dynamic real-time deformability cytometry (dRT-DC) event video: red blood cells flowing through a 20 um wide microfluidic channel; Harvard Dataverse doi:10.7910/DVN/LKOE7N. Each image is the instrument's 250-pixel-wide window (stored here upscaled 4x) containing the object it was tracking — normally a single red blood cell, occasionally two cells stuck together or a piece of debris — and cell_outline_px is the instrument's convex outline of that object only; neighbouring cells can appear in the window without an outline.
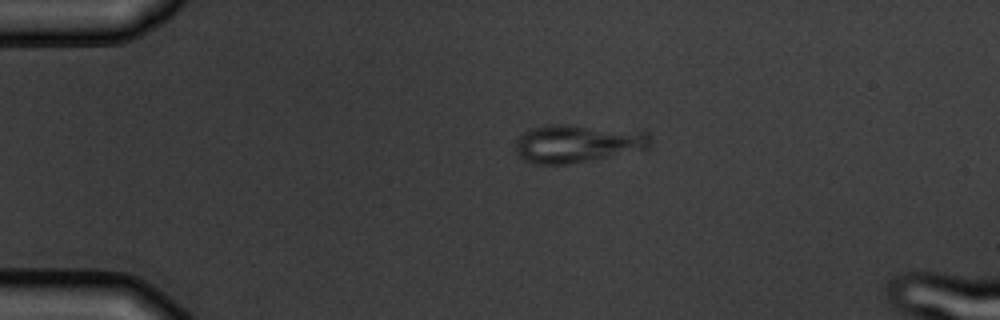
{"species": "common noctule bat (a hibernating species)", "species_latin": "Nyctalus noctula", "temperature_condition": "warm", "stored_images_in_passage": 2, "camera_frame_rate_fps": 3000, "um_per_image_px": 0.085, "animal": {"sex": "male", "body_mass_g": 19.5, "forearm_length_mm": 54.6}, "frame": {"image": 1, "passage_image": 1, "time_ms": 0.0, "image_size_px": [1000, 320], "cell_outline_px": [[652, 144], [648, 148], [564, 164], [536, 164], [524, 160], [516, 152], [516, 140], [524, 132], [532, 128], [548, 124], [572, 124], [644, 128], [648, 132], [652, 140]], "centroid_in_image_um": [49.18, 12.13], "position_along_channel_um": 35.8, "area_um2": 30.46}}